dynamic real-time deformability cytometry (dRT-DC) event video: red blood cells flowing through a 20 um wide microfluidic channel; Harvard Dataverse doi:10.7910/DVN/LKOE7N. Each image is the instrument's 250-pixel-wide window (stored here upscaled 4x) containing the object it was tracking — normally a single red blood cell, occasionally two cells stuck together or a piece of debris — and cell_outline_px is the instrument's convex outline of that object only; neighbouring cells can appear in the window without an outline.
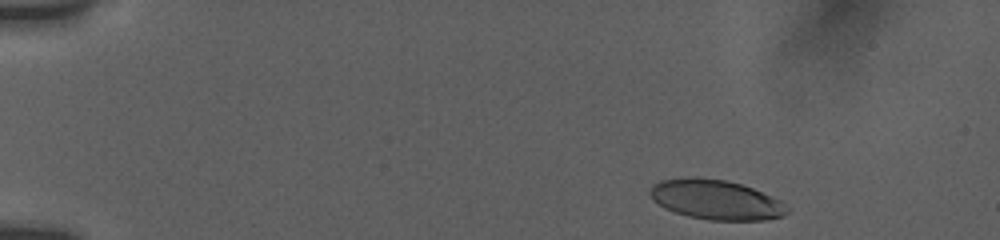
{"species": "human", "species_latin": "Homo sapiens", "temperature_condition": "room temperature", "stored_images_in_passage": 19, "camera_frame_rate_fps": 3000, "um_per_image_px": 0.085, "donor": {"sex": "female"}, "frame": {"image": 1, "passage_image": 1, "time_ms": 0.0, "image_size_px": [1000, 240], "cell_outline_px": [[788, 212], [784, 216], [768, 220], [708, 220], [688, 216], [664, 208], [652, 200], [648, 192], [652, 184], [660, 180], [688, 176], [692, 176], [728, 180], [752, 188], [772, 196], [780, 200], [788, 208]], "centroid_in_image_um": [60.82, 16.96], "position_along_channel_um": 24.2, "area_um2": 32.14}}
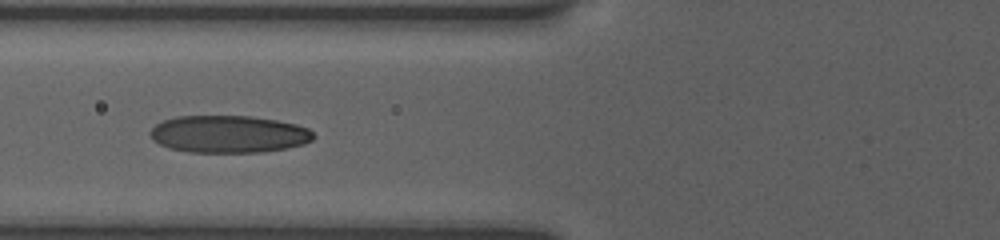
{"frame": {"image": 2, "passage_image": 11, "time_ms": 5.0, "image_size_px": [1000, 240], "cell_outline_px": [[316, 136], [312, 140], [304, 144], [288, 148], [260, 152], [188, 152], [168, 148], [152, 140], [148, 132], [156, 124], [164, 120], [176, 116], [252, 116], [276, 120], [296, 124], [308, 128]], "centroid_in_image_um": [19.43, 11.4], "position_along_channel_um": 106.4, "area_um2": 35.72}}
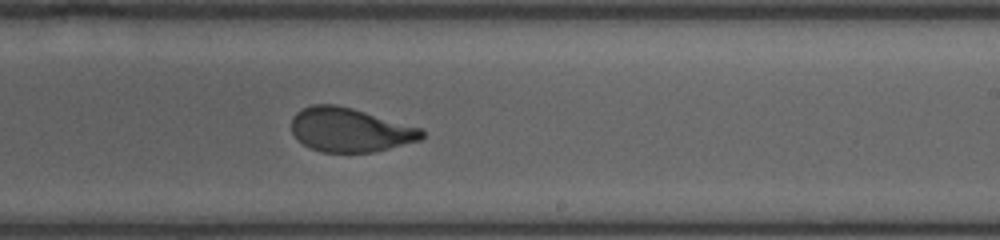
{"frame": {"image": 3, "passage_image": 19, "time_ms": 9.0, "image_size_px": [1000, 240], "cell_outline_px": [[424, 136], [420, 140], [376, 152], [320, 152], [308, 148], [292, 132], [292, 116], [296, 112], [312, 104], [336, 104], [352, 108], [424, 128]], "centroid_in_image_um": [29.78, 11.04], "position_along_channel_um": 259.2, "area_um2": 33.64}}